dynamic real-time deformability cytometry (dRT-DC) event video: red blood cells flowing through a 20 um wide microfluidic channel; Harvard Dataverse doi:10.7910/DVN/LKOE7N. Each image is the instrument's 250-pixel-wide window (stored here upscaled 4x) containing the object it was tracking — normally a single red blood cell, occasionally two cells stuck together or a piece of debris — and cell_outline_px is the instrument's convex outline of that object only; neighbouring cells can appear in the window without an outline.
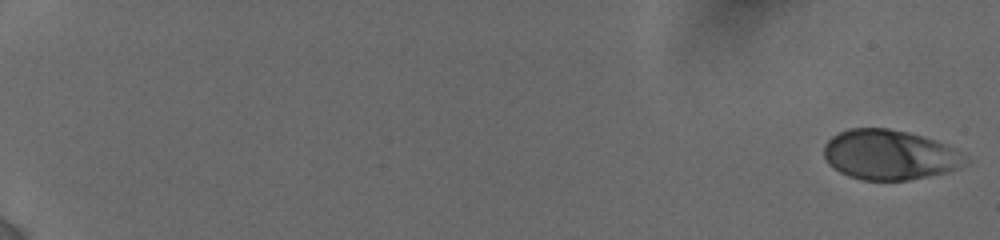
{"species": "human", "species_latin": "Homo sapiens", "temperature_condition": "cold", "stored_images_in_passage": 38, "camera_frame_rate_fps": 3000, "um_per_image_px": 0.085, "donor": {"sex": "female"}, "frame": {"image": 1, "passage_image": 1, "time_ms": 0.0, "image_size_px": [1000, 240], "cell_outline_px": [[968, 160], [964, 164], [948, 172], [908, 180], [860, 180], [848, 176], [840, 172], [828, 164], [824, 156], [824, 144], [832, 136], [848, 128], [888, 128], [908, 132], [944, 144]], "centroid_in_image_um": [75.53, 13.17], "position_along_channel_um": 9.5, "area_um2": 40.69}}
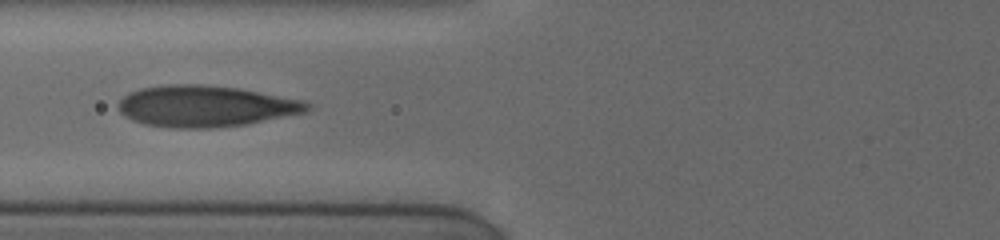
{"frame": {"image": 2, "passage_image": 29, "time_ms": 8.333, "image_size_px": [1000, 240], "cell_outline_px": [[312, 108], [308, 112], [248, 124], [216, 128], [168, 128], [144, 124], [132, 120], [124, 116], [116, 108], [116, 104], [128, 92], [140, 88], [168, 84], [200, 84], [240, 88], [304, 100], [312, 104]], "centroid_in_image_um": [17.48, 9.03], "position_along_channel_um": 108.3, "area_um2": 46.24}}
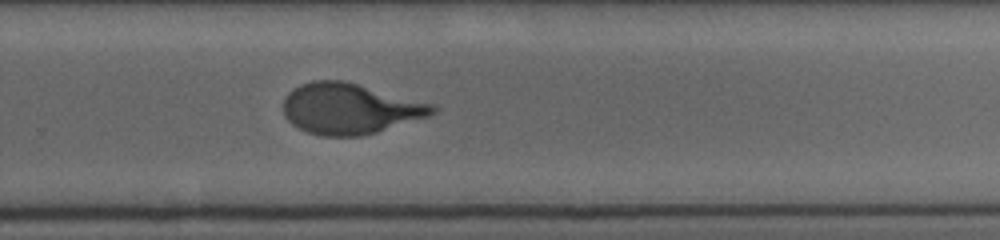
{"frame": {"image": 3, "passage_image": 38, "time_ms": 13.333, "image_size_px": [1000, 240], "cell_outline_px": [[440, 108], [436, 112], [428, 116], [376, 132], [360, 136], [320, 136], [308, 132], [292, 124], [284, 116], [284, 100], [288, 92], [300, 84], [312, 80], [344, 80], [436, 104]], "centroid_in_image_um": [29.76, 9.22], "position_along_channel_um": 300.0, "area_um2": 44.27}}